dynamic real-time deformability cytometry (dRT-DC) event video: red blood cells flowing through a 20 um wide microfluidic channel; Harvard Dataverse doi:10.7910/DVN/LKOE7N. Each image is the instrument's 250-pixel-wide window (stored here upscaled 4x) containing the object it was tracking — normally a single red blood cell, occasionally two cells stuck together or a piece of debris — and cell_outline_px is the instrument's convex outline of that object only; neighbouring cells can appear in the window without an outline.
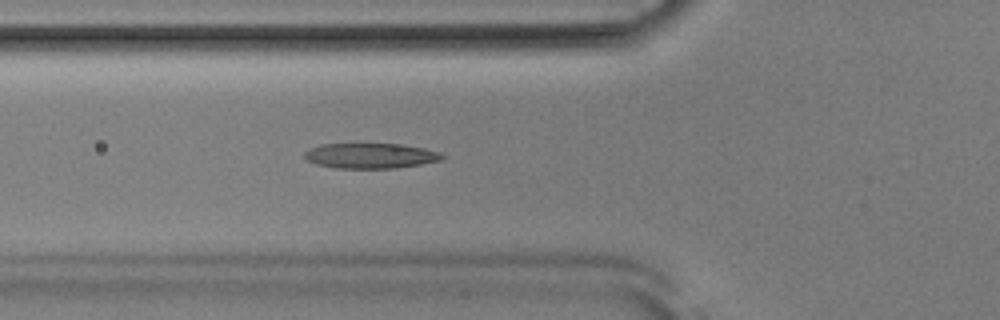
{"species": "Egyptian fruit bat (a non-hibernating species)", "species_latin": "Rousettus aegyptiacus", "temperature_condition": "room temperature", "stored_images_in_passage": 41, "camera_frame_rate_fps": 3000, "um_per_image_px": 0.085, "animal": {"sex": "male"}, "frame": {"image": 1, "passage_image": 10, "time_ms": 3.0, "image_size_px": [1000, 320], "cell_outline_px": [[448, 156], [440, 160], [420, 164], [396, 168], [336, 168], [316, 164], [308, 160], [304, 156], [304, 152], [308, 148], [320, 144], [404, 144], [424, 148], [440, 152]], "centroid_in_image_um": [31.5, 13.23], "position_along_channel_um": 94.3, "area_um2": 20.35}}
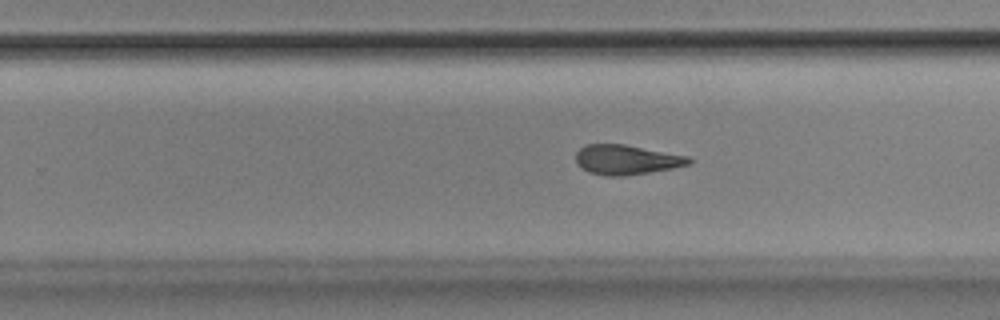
{"frame": {"image": 2, "passage_image": 24, "time_ms": 7.667, "image_size_px": [1000, 320], "cell_outline_px": [[692, 164], [672, 168], [624, 176], [608, 176], [588, 172], [580, 168], [576, 164], [576, 152], [584, 144], [624, 144], [688, 156], [692, 160]], "centroid_in_image_um": [53.21, 13.57], "position_along_channel_um": 276.6, "area_um2": 19.65}}
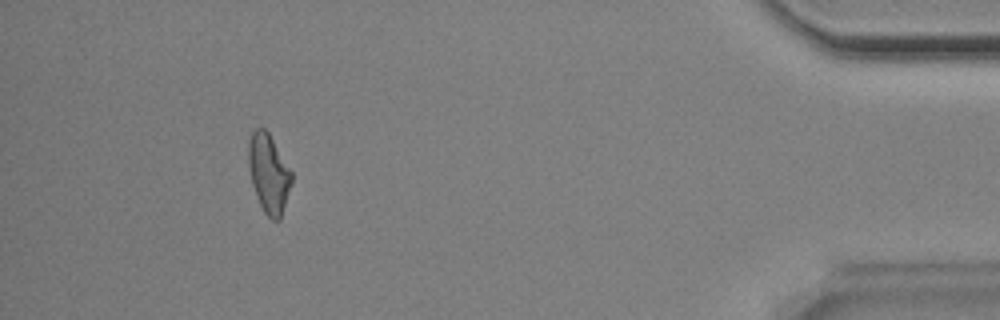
{"frame": {"image": 3, "passage_image": 39, "time_ms": 12.667, "image_size_px": [1000, 320], "cell_outline_px": [[292, 184], [280, 220], [272, 220], [264, 212], [256, 196], [252, 184], [248, 164], [248, 140], [252, 132], [256, 128], [264, 128], [268, 132], [292, 172]], "centroid_in_image_um": [22.84, 14.75], "position_along_channel_um": 412.4, "area_um2": 19.83}, "authors_computed_cell_mechanics": {"area_um2": 19.7098, "velocity_mm_per_s": 3.9052, "shape_relaxation_time_tau1_ms": null, "shape_relaxation_time_tau2_ms": 2.2566, "deformation_change_tau1": null, "deformation_change_tau2": 0.1125}}